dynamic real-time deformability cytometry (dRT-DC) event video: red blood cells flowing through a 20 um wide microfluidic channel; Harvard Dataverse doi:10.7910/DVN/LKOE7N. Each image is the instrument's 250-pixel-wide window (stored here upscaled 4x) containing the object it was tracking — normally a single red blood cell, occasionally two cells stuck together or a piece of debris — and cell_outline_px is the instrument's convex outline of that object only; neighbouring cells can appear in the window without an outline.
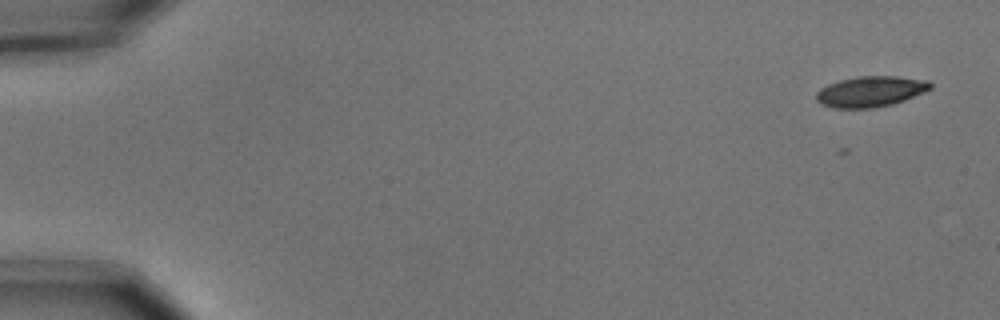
{"species": "common noctule bat (a hibernating species)", "species_latin": "Nyctalus noctula", "temperature_condition": "cold", "stored_images_in_passage": 5, "camera_frame_rate_fps": 3000, "um_per_image_px": 0.085, "animal": {"sex": "male", "body_mass_g": 15.6}, "frame": {"image": 1, "passage_image": 1, "time_ms": 0.0, "image_size_px": [1000, 320], "cell_outline_px": [[932, 88], [924, 92], [904, 100], [892, 104], [872, 108], [836, 108], [820, 104], [816, 100], [816, 92], [820, 88], [828, 84], [840, 80], [860, 76], [896, 76], [928, 80], [932, 84]], "centroid_in_image_um": [73.99, 7.77], "position_along_channel_um": 11.0, "area_um2": 20.4}}